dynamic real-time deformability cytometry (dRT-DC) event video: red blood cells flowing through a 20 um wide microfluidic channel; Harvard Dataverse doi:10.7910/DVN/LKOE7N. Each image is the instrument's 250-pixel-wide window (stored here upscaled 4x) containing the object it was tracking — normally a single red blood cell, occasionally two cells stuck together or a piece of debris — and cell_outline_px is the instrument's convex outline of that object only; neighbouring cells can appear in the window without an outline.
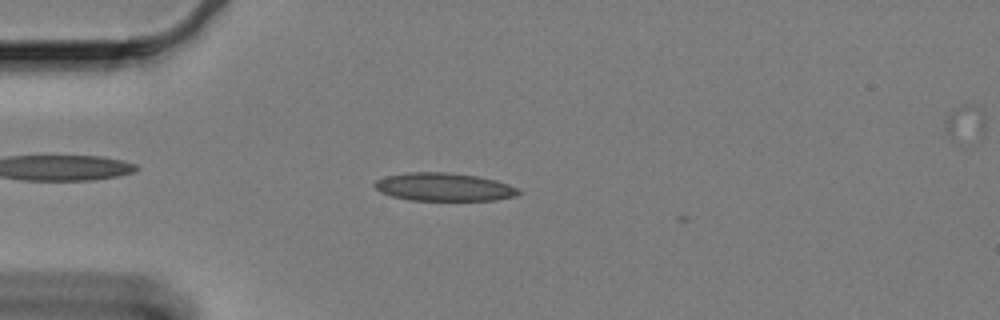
{"species": "Egyptian fruit bat (a non-hibernating species)", "species_latin": "Rousettus aegyptiacus", "temperature_condition": "cold", "stored_images_in_passage": 6, "camera_frame_rate_fps": 3000, "um_per_image_px": 0.085, "animal": {"sex": "female"}, "frame": {"image": 1, "passage_image": 4, "time_ms": 1.0, "image_size_px": [1000, 320], "cell_outline_px": [[524, 192], [516, 196], [496, 200], [408, 200], [392, 196], [380, 192], [372, 184], [376, 180], [388, 176], [408, 172], [444, 172], [476, 176], [496, 180], [520, 188]], "centroid_in_image_um": [37.77, 15.9], "position_along_channel_um": 47.2, "area_um2": 23.64}}